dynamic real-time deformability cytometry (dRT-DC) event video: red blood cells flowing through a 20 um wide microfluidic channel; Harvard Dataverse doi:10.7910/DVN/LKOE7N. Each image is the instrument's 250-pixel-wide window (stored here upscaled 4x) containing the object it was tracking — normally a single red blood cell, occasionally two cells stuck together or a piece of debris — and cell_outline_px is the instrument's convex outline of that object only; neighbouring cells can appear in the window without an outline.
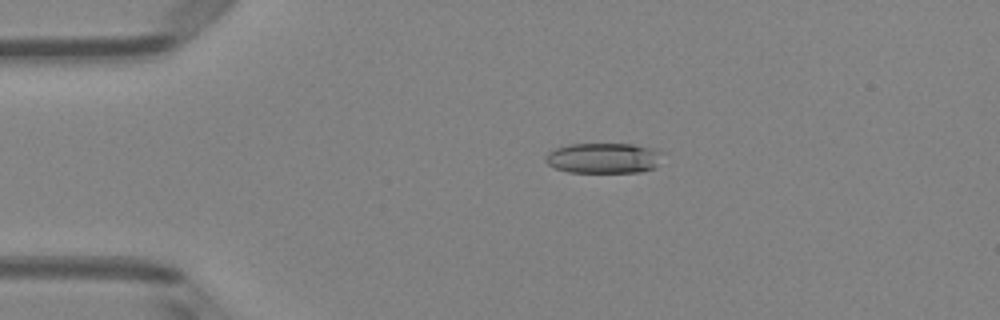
{"species": "Egyptian fruit bat (a non-hibernating species)", "species_latin": "Rousettus aegyptiacus", "temperature_condition": "room temperature", "stored_images_in_passage": 50, "camera_frame_rate_fps": 3000, "um_per_image_px": 0.085, "animal": {"sex": "female"}, "frame": {"image": 1, "passage_image": 11, "time_ms": 3.333, "image_size_px": [1000, 320], "cell_outline_px": [[668, 152], [656, 168], [640, 172], [568, 172], [556, 168], [548, 164], [544, 160], [548, 152], [556, 148], [568, 144], [632, 144]], "centroid_in_image_um": [51.39, 13.44], "position_along_channel_um": 33.6, "area_um2": 21.1}}
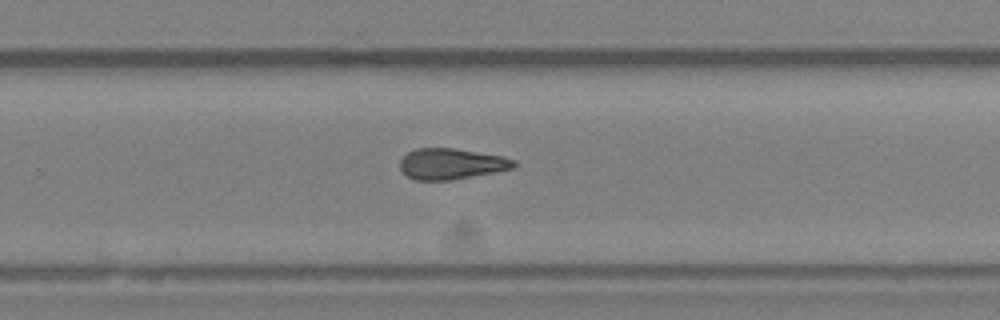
{"frame": {"image": 2, "passage_image": 33, "time_ms": 10.667, "image_size_px": [1000, 320], "cell_outline_px": [[516, 164], [512, 168], [496, 172], [452, 180], [416, 180], [408, 176], [400, 168], [400, 160], [408, 152], [416, 148], [452, 148], [500, 156], [516, 160]], "centroid_in_image_um": [38.35, 13.93], "position_along_channel_um": 291.5, "area_um2": 20.29}}
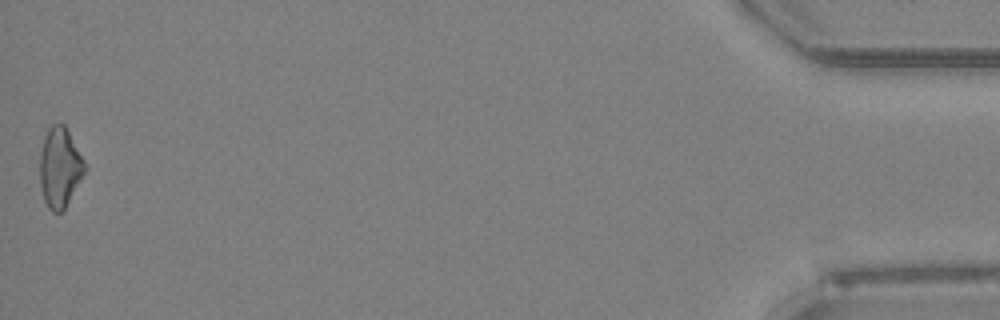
{"frame": {"image": 3, "passage_image": 50, "time_ms": 16.333, "image_size_px": [1000, 320], "cell_outline_px": [[88, 168], [64, 208], [60, 212], [52, 212], [48, 208], [44, 200], [40, 184], [40, 152], [44, 136], [48, 128], [52, 124], [64, 124], [84, 160]], "centroid_in_image_um": [5.08, 14.23], "position_along_channel_um": 430.1, "area_um2": 20.81}, "authors_computed_cell_mechanics": {"area_um2": 20.8369, "velocity_mm_per_s": 4.1099, "shape_relaxation_time_tau1_ms": null, "shape_relaxation_time_tau2_ms": 5.2643, "deformation_change_tau1": null, "deformation_change_tau2": 0.164}}